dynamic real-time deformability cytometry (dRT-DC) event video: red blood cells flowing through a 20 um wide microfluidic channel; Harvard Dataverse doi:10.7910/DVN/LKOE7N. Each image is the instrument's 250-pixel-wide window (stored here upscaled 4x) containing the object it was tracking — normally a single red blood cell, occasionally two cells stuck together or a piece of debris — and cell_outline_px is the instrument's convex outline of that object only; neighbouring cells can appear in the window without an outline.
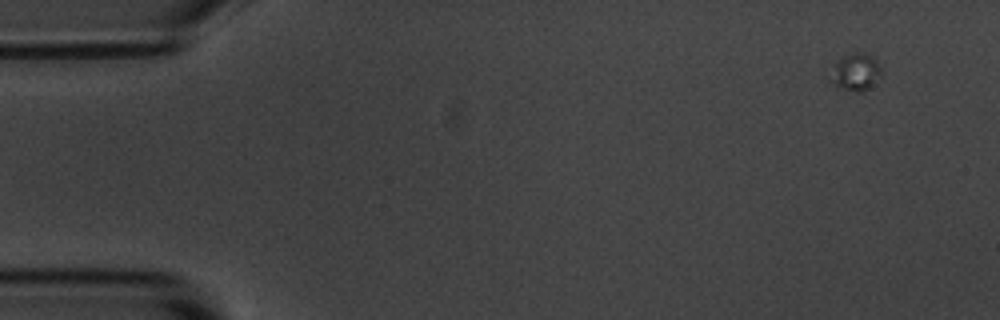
{"species": "common noctule bat (a hibernating species)", "species_latin": "Nyctalus noctula", "temperature_condition": "room temperature", "stored_images_in_passage": 6, "camera_frame_rate_fps": 3000, "um_per_image_px": 0.085, "animal": {"sex": "male", "body_mass_g": 20.1, "forearm_length_mm": 53.5}, "frame": {"image": 1, "passage_image": 2, "time_ms": 1.333, "image_size_px": [1000, 320], "cell_outline_px": [[880, 76], [868, 88], [860, 92], [844, 88], [832, 84], [828, 80], [836, 64], [844, 56], [856, 52], [864, 52], [876, 60], [880, 64]], "centroid_in_image_um": [72.73, 6.12], "position_along_channel_um": 12.3, "area_um2": 10.58}}